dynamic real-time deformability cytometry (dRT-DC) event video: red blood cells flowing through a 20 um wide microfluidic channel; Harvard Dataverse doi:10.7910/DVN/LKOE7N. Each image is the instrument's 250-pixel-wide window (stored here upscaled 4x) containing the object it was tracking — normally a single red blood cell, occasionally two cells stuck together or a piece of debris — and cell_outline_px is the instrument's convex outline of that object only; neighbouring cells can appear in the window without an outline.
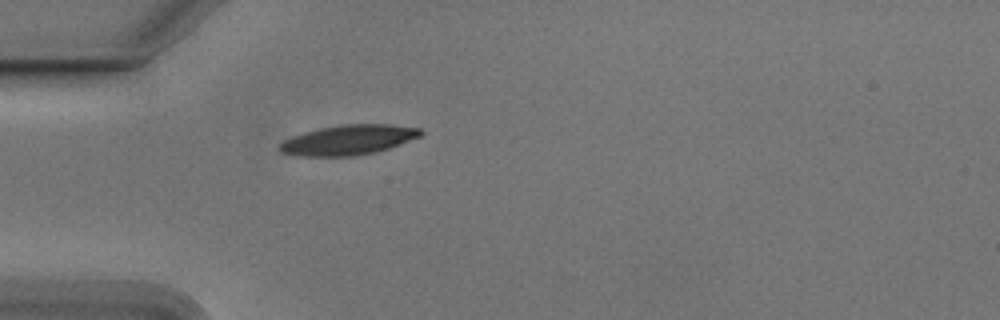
{"species": "Egyptian fruit bat (a non-hibernating species)", "species_latin": "Rousettus aegyptiacus", "temperature_condition": "cold", "stored_images_in_passage": 39, "camera_frame_rate_fps": 3000, "um_per_image_px": 0.085, "animal": {"sex": "male"}, "frame": {"image": 1, "passage_image": 1, "time_ms": 0.0, "image_size_px": [1000, 320], "cell_outline_px": [[424, 132], [420, 136], [388, 148], [372, 152], [352, 156], [300, 156], [280, 152], [280, 144], [284, 140], [292, 136], [304, 132], [320, 128], [340, 124], [392, 124], [420, 128]], "centroid_in_image_um": [29.61, 11.88], "position_along_channel_um": 55.4, "area_um2": 24.39}}
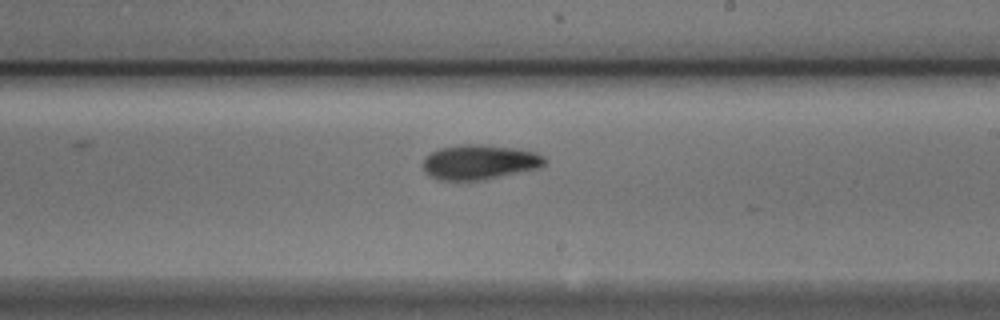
{"frame": {"image": 2, "passage_image": 17, "time_ms": 5.333, "image_size_px": [1000, 320], "cell_outline_px": [[548, 160], [540, 168], [488, 180], [440, 180], [428, 176], [424, 172], [420, 164], [424, 156], [440, 148], [464, 144], [480, 144], [512, 148], [536, 152], [544, 156]], "centroid_in_image_um": [40.73, 13.8], "position_along_channel_um": 248.3, "area_um2": 25.2}}
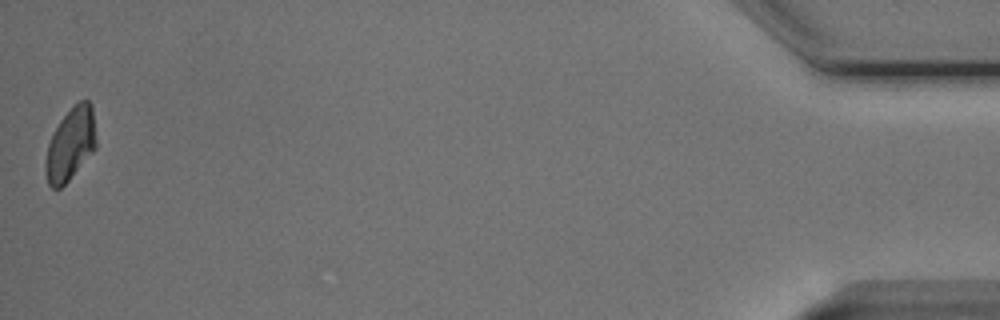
{"frame": {"image": 3, "passage_image": 39, "time_ms": 12.667, "image_size_px": [1000, 320], "cell_outline_px": [[96, 148], [68, 180], [60, 188], [52, 188], [48, 184], [44, 172], [44, 160], [48, 144], [60, 120], [80, 100], [88, 100], [92, 104], [96, 140]], "centroid_in_image_um": [5.98, 12.27], "position_along_channel_um": 429.2, "area_um2": 21.21}, "authors_computed_cell_mechanics": {"area_um2": 23.6402, "velocity_mm_per_s": 3.7656, "shape_relaxation_time_tau1_ms": 2.8577, "shape_relaxation_time_tau2_ms": 8.794, "deformation_change_tau1": 0.1162, "deformation_change_tau2": 0.1498}}